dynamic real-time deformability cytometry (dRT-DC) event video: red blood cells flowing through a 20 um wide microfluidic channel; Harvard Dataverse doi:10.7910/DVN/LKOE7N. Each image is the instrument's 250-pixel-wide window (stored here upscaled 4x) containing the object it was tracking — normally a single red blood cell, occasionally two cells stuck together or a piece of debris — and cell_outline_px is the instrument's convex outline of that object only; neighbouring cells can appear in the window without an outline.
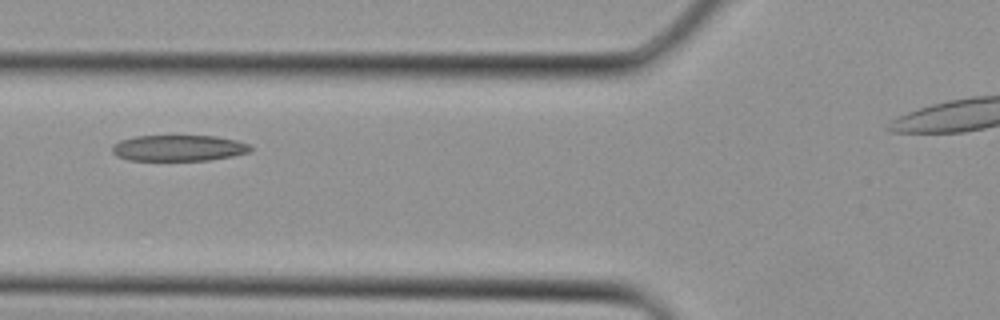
{"species": "Egyptian fruit bat (a non-hibernating species)", "species_latin": "Rousettus aegyptiacus", "temperature_condition": "cold", "stored_images_in_passage": 6, "segment_of_instrument_passage": [1, 2], "camera_frame_rate_fps": 3000, "um_per_image_px": 0.085, "animal": {"sex": "female"}, "frame": {"image": 1, "passage_image": 5, "time_ms": 1.333, "image_size_px": [1000, 320], "cell_outline_px": [[252, 148], [248, 152], [232, 156], [208, 160], [128, 160], [116, 156], [112, 152], [112, 144], [120, 140], [136, 136], [216, 136], [236, 140], [248, 144]], "centroid_in_image_um": [15.14, 12.58], "position_along_channel_um": 110.7, "area_um2": 20.92}}